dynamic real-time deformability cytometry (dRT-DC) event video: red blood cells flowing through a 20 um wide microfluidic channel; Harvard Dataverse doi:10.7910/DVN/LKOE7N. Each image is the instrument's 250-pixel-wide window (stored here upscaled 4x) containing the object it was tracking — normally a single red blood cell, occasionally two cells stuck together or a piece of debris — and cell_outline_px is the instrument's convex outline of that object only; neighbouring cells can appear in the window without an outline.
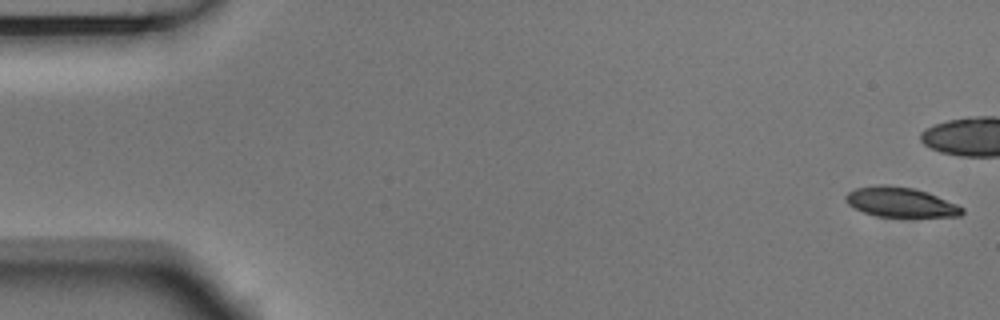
{"species": "Egyptian fruit bat (a non-hibernating species)", "species_latin": "Rousettus aegyptiacus", "temperature_condition": "room temperature", "stored_images_in_passage": 4, "camera_frame_rate_fps": 3000, "um_per_image_px": 0.085, "animal": {"sex": "male"}, "frame": {"image": 1, "passage_image": 1, "time_ms": 0.0, "image_size_px": [1000, 320], "cell_outline_px": [[964, 212], [960, 216], [876, 216], [864, 212], [848, 204], [844, 196], [848, 192], [856, 188], [876, 184], [888, 184], [916, 188], [928, 192], [956, 204], [964, 208]], "centroid_in_image_um": [76.53, 17.16], "position_along_channel_um": 8.5, "area_um2": 20.17}}